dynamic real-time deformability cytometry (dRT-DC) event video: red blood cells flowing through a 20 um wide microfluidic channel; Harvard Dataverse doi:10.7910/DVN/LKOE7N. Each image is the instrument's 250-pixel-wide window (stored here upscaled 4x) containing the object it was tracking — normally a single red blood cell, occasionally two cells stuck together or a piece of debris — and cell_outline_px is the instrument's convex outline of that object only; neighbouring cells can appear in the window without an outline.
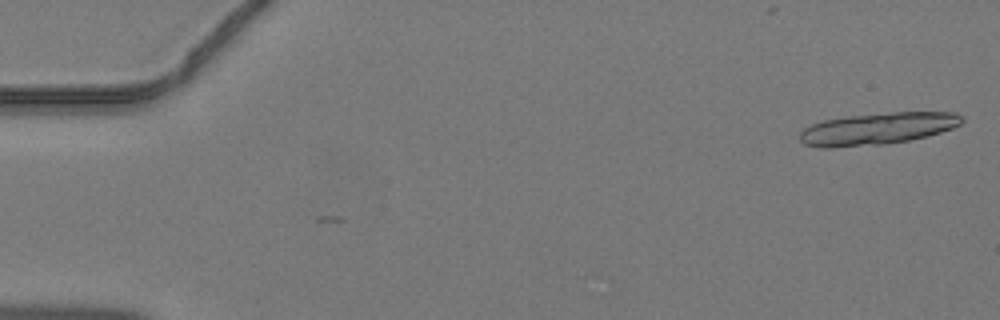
{"species": "common noctule bat (a hibernating species)", "species_latin": "Nyctalus noctula", "temperature_condition": "warm", "stored_images_in_passage": 16, "camera_frame_rate_fps": 3000, "um_per_image_px": 0.085, "animal": {"sex": "male", "body_mass_g": 19.2, "forearm_length_mm": 51.8}, "frame": {"image": 1, "passage_image": 1, "time_ms": 0.0, "image_size_px": [1000, 320], "cell_outline_px": [[964, 120], [960, 124], [952, 128], [940, 132], [908, 140], [884, 144], [832, 148], [824, 148], [804, 144], [800, 140], [800, 132], [804, 128], [812, 124], [824, 120], [848, 116], [892, 112], [956, 112], [964, 116]], "centroid_in_image_um": [74.59, 10.93], "position_along_channel_um": 10.4, "area_um2": 30.06}}